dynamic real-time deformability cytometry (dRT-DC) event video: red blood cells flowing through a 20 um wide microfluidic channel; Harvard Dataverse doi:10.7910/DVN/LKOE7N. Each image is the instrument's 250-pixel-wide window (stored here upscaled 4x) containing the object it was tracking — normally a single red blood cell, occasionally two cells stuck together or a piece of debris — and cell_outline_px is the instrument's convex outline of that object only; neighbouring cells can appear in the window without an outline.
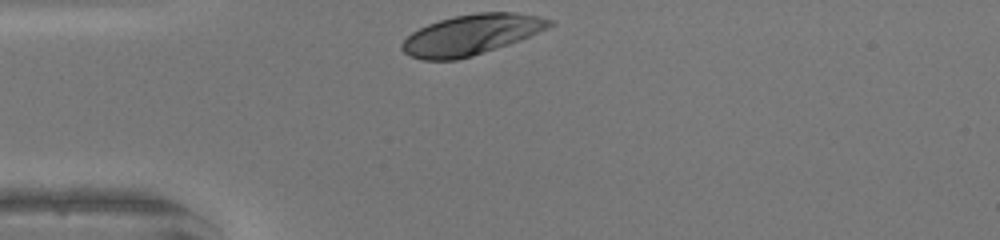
{"species": "human", "species_latin": "Homo sapiens", "temperature_condition": "warm", "stored_images_in_passage": 26, "camera_frame_rate_fps": 3000, "um_per_image_px": 0.085, "donor": {"sex": "female"}, "frame": {"image": 1, "passage_image": 1, "time_ms": 0.0, "image_size_px": [1000, 240], "cell_outline_px": [[556, 24], [548, 28], [520, 40], [472, 56], [456, 60], [420, 60], [408, 56], [400, 48], [400, 44], [412, 32], [428, 24], [440, 20], [456, 16], [476, 12], [516, 12], [540, 16], [556, 20]], "centroid_in_image_um": [40.08, 2.95], "position_along_channel_um": 44.9, "area_um2": 34.85}}
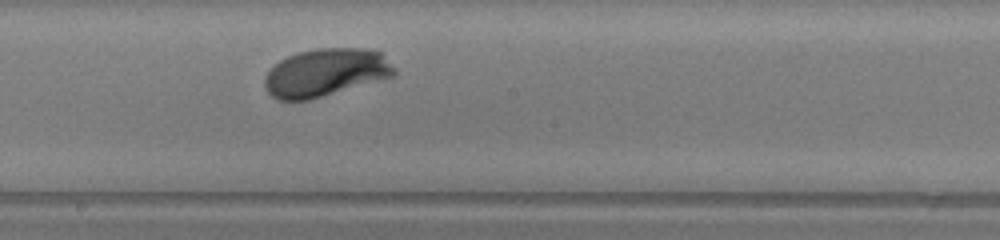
{"frame": {"image": 2, "passage_image": 15, "time_ms": 4.667, "image_size_px": [1000, 240], "cell_outline_px": [[396, 76], [308, 100], [276, 100], [264, 88], [264, 76], [280, 60], [288, 56], [300, 52], [316, 48], [364, 48], [384, 52], [396, 72]], "centroid_in_image_um": [27.7, 6.16], "position_along_channel_um": 220.5, "area_um2": 36.3}}
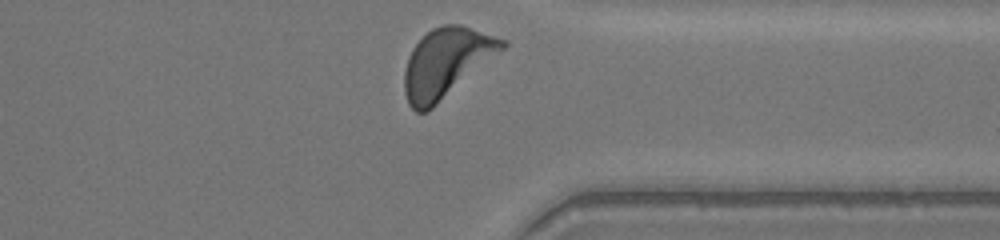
{"frame": {"image": 3, "passage_image": 26, "time_ms": 8.333, "image_size_px": [1000, 240], "cell_outline_px": [[508, 44], [504, 48], [428, 112], [416, 112], [408, 104], [404, 92], [404, 72], [408, 56], [412, 48], [432, 28], [444, 24], [460, 24], [508, 40]], "centroid_in_image_um": [37.91, 5.33], "position_along_channel_um": 373.5, "area_um2": 39.07}, "authors_computed_cell_mechanics": {"area_um2": 35.7493, "velocity_mm_per_s": 4.238, "shape_relaxation_time_tau1_ms": 1.403, "shape_relaxation_time_tau2_ms": null, "deformation_change_tau1": 0.143, "deformation_change_tau2": null}}